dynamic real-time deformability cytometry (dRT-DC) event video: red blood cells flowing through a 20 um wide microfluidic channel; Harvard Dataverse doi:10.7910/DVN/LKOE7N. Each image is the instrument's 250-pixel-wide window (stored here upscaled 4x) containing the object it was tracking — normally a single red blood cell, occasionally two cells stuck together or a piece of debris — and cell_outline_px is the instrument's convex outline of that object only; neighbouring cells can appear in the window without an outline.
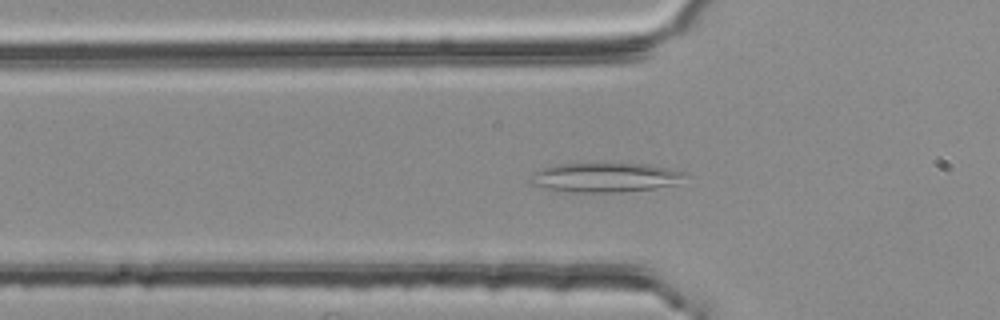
{"species": "common noctule bat (a hibernating species)", "species_latin": "Nyctalus noctula", "temperature_condition": "room temperature", "stored_images_in_passage": 46, "camera_frame_rate_fps": 3000, "um_per_image_px": 0.085, "animal": {"sex": "female", "body_mass_g": 25.1}, "frame": {"image": 1, "passage_image": 10, "time_ms": 3.0, "image_size_px": [1000, 320], "cell_outline_px": [[688, 176], [676, 184], [652, 188], [620, 192], [572, 192], [544, 188], [532, 184], [528, 180], [536, 172], [544, 168], [556, 164], [652, 164], [688, 172]], "centroid_in_image_um": [51.5, 15.08], "position_along_channel_um": 74.3, "area_um2": 26.36}}
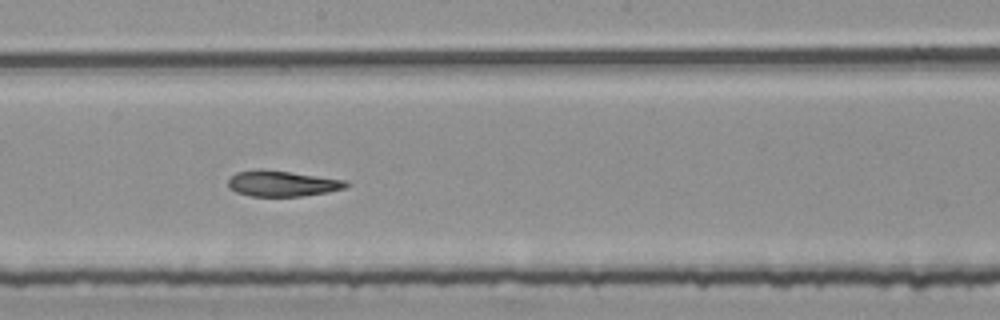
{"frame": {"image": 2, "passage_image": 22, "time_ms": 7.0, "image_size_px": [1000, 320], "cell_outline_px": [[352, 184], [344, 188], [328, 192], [300, 196], [248, 196], [236, 192], [228, 188], [228, 180], [236, 172], [292, 172], [348, 180]], "centroid_in_image_um": [24.07, 15.64], "position_along_channel_um": 224.1, "area_um2": 17.17}}
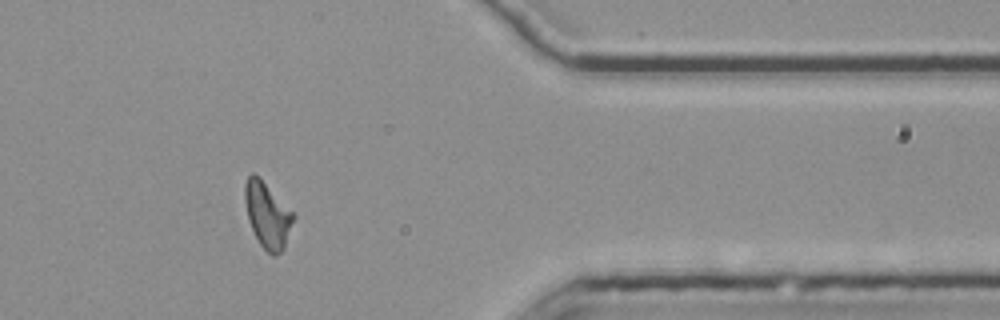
{"frame": {"image": 3, "passage_image": 37, "time_ms": 12.0, "image_size_px": [1000, 320], "cell_outline_px": [[296, 216], [284, 248], [276, 256], [272, 256], [260, 244], [248, 220], [244, 200], [244, 184], [248, 176], [252, 172], [260, 176]], "centroid_in_image_um": [22.73, 18.25], "position_along_channel_um": 388.7, "area_um2": 18.67}, "authors_computed_cell_mechanics": {"area_um2": 18.2648, "velocity_mm_per_s": 3.7417, "shape_relaxation_time_tau1_ms": null, "shape_relaxation_time_tau2_ms": 4.1255, "deformation_change_tau1": null, "deformation_change_tau2": 0.1083}}